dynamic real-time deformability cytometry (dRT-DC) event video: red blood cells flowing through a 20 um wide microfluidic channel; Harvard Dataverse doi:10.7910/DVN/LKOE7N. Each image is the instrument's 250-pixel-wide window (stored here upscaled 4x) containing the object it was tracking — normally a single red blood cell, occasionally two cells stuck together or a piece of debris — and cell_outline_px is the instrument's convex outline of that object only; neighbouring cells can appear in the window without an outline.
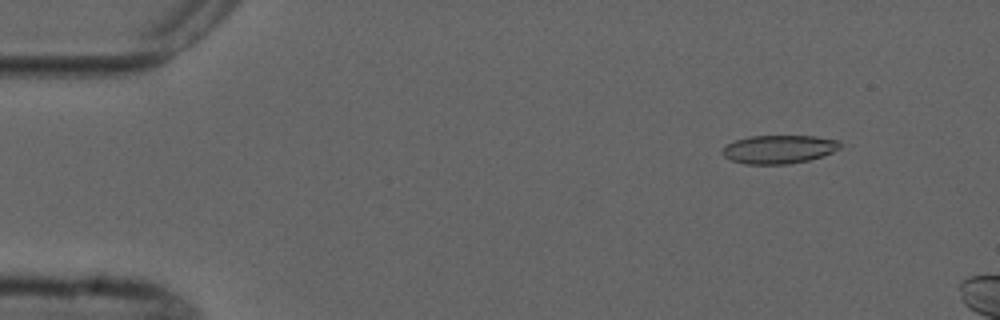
{"species": "common noctule bat (a hibernating species)", "species_latin": "Nyctalus noctula", "temperature_condition": "cold", "stored_images_in_passage": 6, "camera_frame_rate_fps": 3000, "um_per_image_px": 0.085, "animal": {"sex": "male", "forearm_length_mm": 52.5}, "frame": {"image": 1, "passage_image": 2, "time_ms": 1.333, "image_size_px": [1000, 320], "cell_outline_px": [[852, 144], [832, 152], [808, 160], [788, 164], [744, 164], [732, 160], [724, 156], [720, 152], [728, 144], [736, 140], [748, 136], [816, 136], [840, 140]], "centroid_in_image_um": [66.31, 12.67], "position_along_channel_um": 18.7, "area_um2": 19.83}}
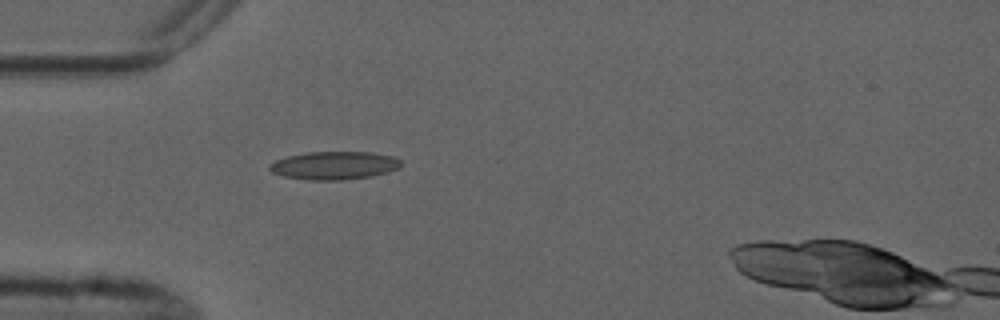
{"frame": {"image": 2, "passage_image": 5, "time_ms": 4.667, "image_size_px": [1000, 320], "cell_outline_px": [[400, 168], [388, 172], [372, 176], [344, 180], [308, 180], [284, 176], [272, 172], [268, 168], [268, 164], [276, 160], [288, 156], [308, 152], [372, 152], [396, 156], [400, 160]], "centroid_in_image_um": [28.43, 14.06], "position_along_channel_um": 56.6, "area_um2": 21.68}}